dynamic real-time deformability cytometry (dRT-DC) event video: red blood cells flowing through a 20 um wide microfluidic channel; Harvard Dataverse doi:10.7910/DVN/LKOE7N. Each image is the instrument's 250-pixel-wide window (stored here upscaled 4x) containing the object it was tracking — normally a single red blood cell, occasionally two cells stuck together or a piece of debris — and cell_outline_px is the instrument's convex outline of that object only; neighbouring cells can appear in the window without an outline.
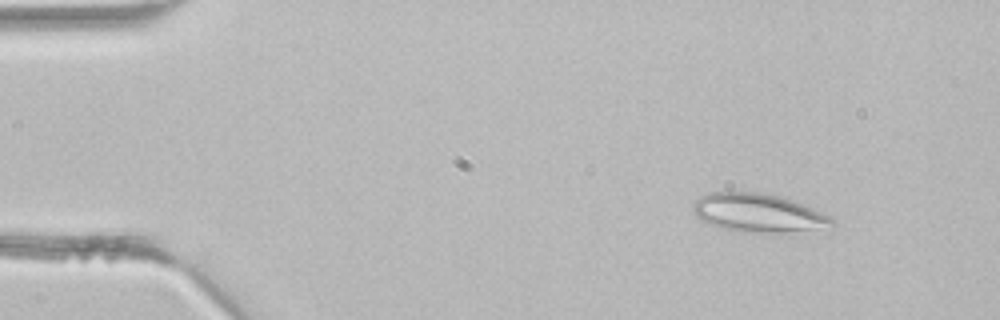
{"species": "common noctule bat (a hibernating species)", "species_latin": "Nyctalus noctula", "temperature_condition": "room temperature", "stored_images_in_passage": 38, "camera_frame_rate_fps": 3000, "um_per_image_px": 0.085, "animal": {"sex": "male", "body_mass_g": 21.5, "forearm_length_mm": 52.0}, "frame": {"image": 1, "passage_image": 1, "time_ms": 0.0, "image_size_px": [1000, 320], "cell_outline_px": [[836, 224], [812, 228], [780, 232], [740, 232], [724, 228], [700, 220], [696, 216], [692, 208], [692, 204], [700, 196], [712, 192], [756, 192], [780, 196], [804, 204], [836, 220]], "centroid_in_image_um": [64.38, 18.07], "position_along_channel_um": 20.6, "area_um2": 30.52}}
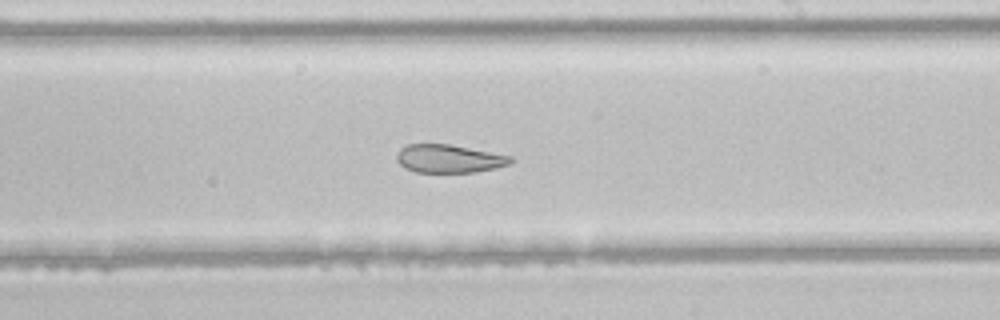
{"frame": {"image": 2, "passage_image": 21, "time_ms": 6.667, "image_size_px": [1000, 320], "cell_outline_px": [[512, 160], [508, 164], [496, 168], [476, 172], [416, 172], [404, 168], [396, 160], [396, 152], [400, 148], [408, 144], [452, 144], [512, 156]], "centroid_in_image_um": [38.13, 13.48], "position_along_channel_um": 250.9, "area_um2": 18.84}}
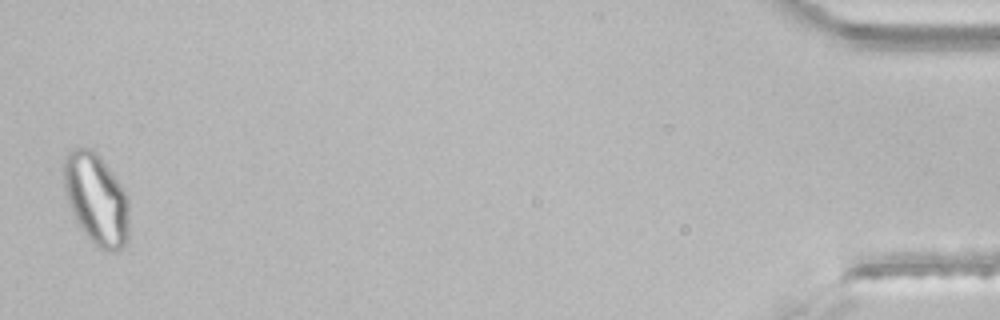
{"frame": {"image": 3, "passage_image": 38, "time_ms": 12.333, "image_size_px": [1000, 320], "cell_outline_px": [[128, 240], [116, 252], [108, 252], [96, 248], [92, 244], [80, 228], [64, 196], [64, 156], [68, 148], [84, 144], [92, 148], [100, 156], [124, 188], [128, 196]], "centroid_in_image_um": [8.16, 16.88], "position_along_channel_um": 427.0, "area_um2": 35.78}}